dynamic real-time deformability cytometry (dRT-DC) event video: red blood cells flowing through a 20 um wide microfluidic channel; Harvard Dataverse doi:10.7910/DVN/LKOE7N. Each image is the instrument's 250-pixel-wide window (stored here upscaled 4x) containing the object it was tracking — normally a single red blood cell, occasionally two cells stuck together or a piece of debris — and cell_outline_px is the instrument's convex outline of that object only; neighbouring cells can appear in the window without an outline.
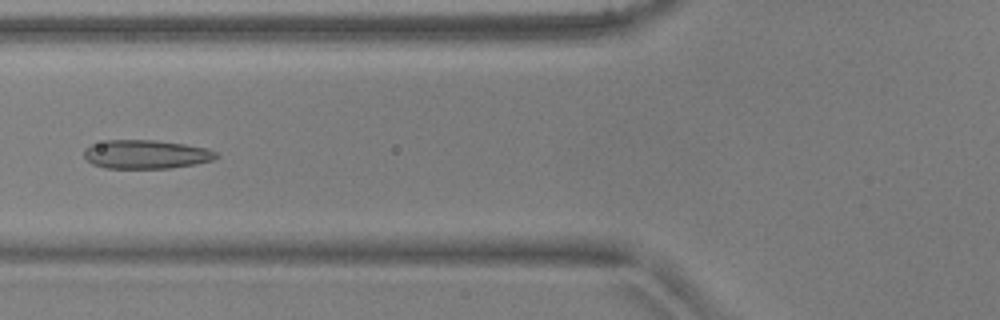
{"species": "common noctule bat (a hibernating species)", "species_latin": "Nyctalus noctula", "temperature_condition": "warm", "stored_images_in_passage": 51, "camera_frame_rate_fps": 3000, "um_per_image_px": 0.085, "animal": {"sex": "male", "body_mass_g": 17.9, "forearm_length_mm": 54.2}, "frame": {"image": 1, "passage_image": 21, "time_ms": 6.667, "image_size_px": [1000, 320], "cell_outline_px": [[220, 156], [212, 160], [196, 164], [172, 168], [104, 168], [92, 164], [84, 156], [84, 148], [92, 144], [108, 140], [156, 140], [184, 144], [208, 148], [216, 152]], "centroid_in_image_um": [12.42, 13.12], "position_along_channel_um": 113.4, "area_um2": 22.25}}
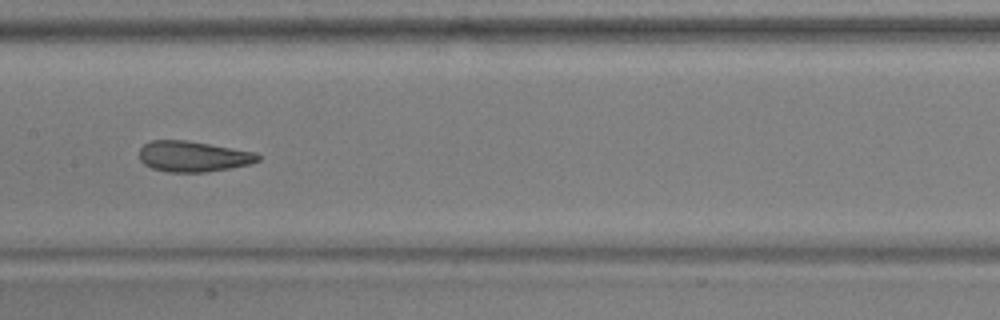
{"frame": {"image": 2, "passage_image": 27, "time_ms": 8.667, "image_size_px": [1000, 320], "cell_outline_px": [[260, 160], [252, 164], [204, 172], [168, 172], [152, 168], [144, 164], [140, 160], [140, 148], [144, 144], [152, 140], [184, 140], [256, 152], [260, 156]], "centroid_in_image_um": [16.42, 13.3], "position_along_channel_um": 191.0, "area_um2": 21.1}}
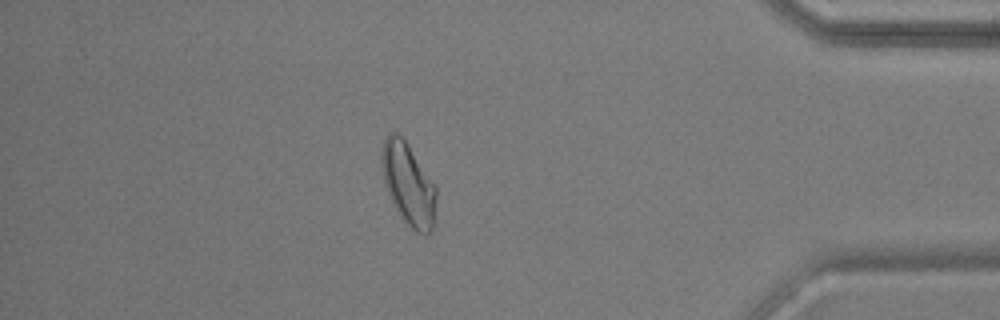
{"frame": {"image": 3, "passage_image": 46, "time_ms": 15.0, "image_size_px": [1000, 320], "cell_outline_px": [[436, 220], [432, 232], [424, 236], [416, 232], [400, 216], [392, 204], [384, 184], [380, 160], [380, 156], [384, 136], [388, 132], [396, 132], [404, 140], [436, 188]], "centroid_in_image_um": [34.69, 15.7], "position_along_channel_um": 400.5, "area_um2": 26.3}, "authors_computed_cell_mechanics": {"area_um2": 23.4668, "velocity_mm_per_s": 3.8618, "shape_relaxation_time_tau1_ms": 9.3564, "shape_relaxation_time_tau2_ms": 1.6383, "deformation_change_tau1": 0.1903, "deformation_change_tau2": 0.0842}}